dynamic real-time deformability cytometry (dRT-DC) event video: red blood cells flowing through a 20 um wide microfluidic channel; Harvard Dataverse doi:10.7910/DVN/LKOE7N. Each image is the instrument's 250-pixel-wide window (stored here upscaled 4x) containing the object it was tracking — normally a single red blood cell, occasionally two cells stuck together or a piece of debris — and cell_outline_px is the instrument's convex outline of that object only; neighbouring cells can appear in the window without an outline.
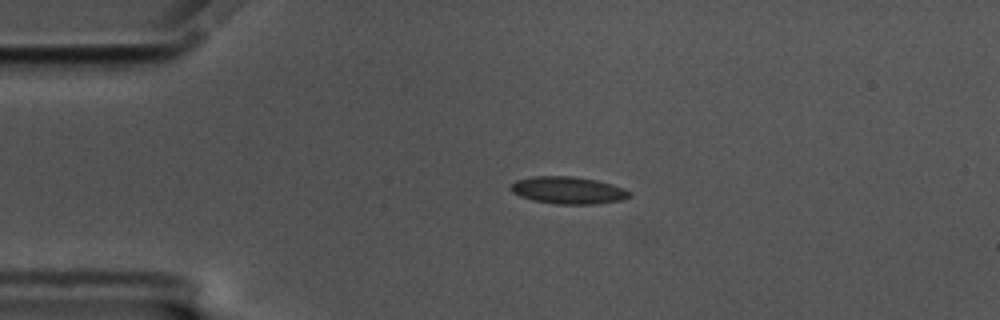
{"species": "common noctule bat (a hibernating species)", "species_latin": "Nyctalus noctula", "temperature_condition": "cold", "stored_images_in_passage": 46, "camera_frame_rate_fps": 3000, "um_per_image_px": 0.085, "animal": {"sex": "male", "body_mass_g": 17.5, "forearm_length_mm": 52.3}, "frame": {"image": 1, "passage_image": 1, "time_ms": 0.0, "image_size_px": [1000, 320], "cell_outline_px": [[632, 196], [620, 200], [596, 204], [556, 204], [532, 200], [520, 196], [512, 192], [508, 188], [516, 180], [532, 176], [572, 176], [596, 180], [612, 184], [624, 188], [632, 192]], "centroid_in_image_um": [48.29, 16.17], "position_along_channel_um": 36.7, "area_um2": 18.96}}
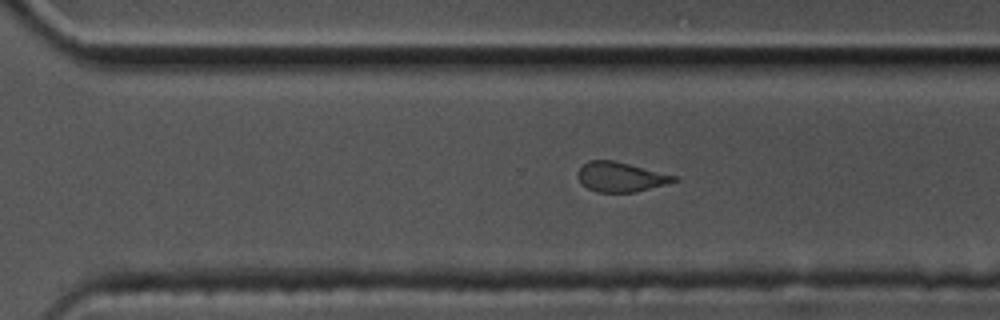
{"frame": {"image": 2, "passage_image": 28, "time_ms": 9.0, "image_size_px": [1000, 320], "cell_outline_px": [[680, 180], [636, 192], [596, 192], [580, 184], [576, 176], [576, 172], [588, 160], [612, 160], [676, 176]], "centroid_in_image_um": [52.69, 15.05], "position_along_channel_um": 317.9, "area_um2": 16.59}}
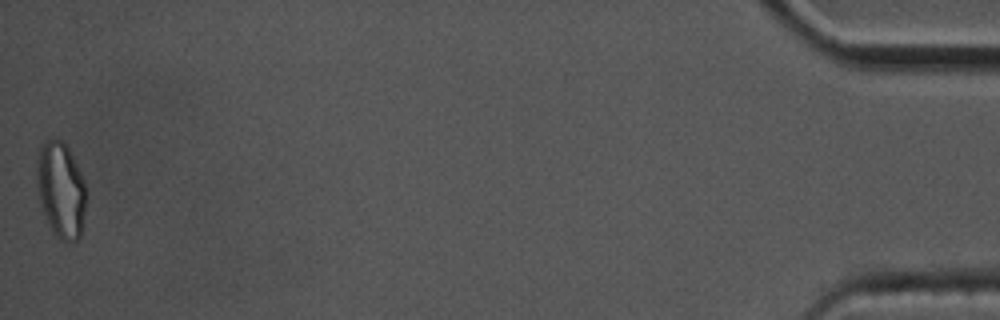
{"frame": {"image": 3, "passage_image": 46, "time_ms": 15.0, "image_size_px": [1000, 320], "cell_outline_px": [[88, 192], [80, 236], [72, 244], [60, 240], [56, 236], [40, 204], [36, 180], [36, 160], [40, 148], [44, 140], [60, 140], [68, 148], [84, 180]], "centroid_in_image_um": [5.19, 16.16], "position_along_channel_um": 430.0, "area_um2": 27.63}, "authors_computed_cell_mechanics": {"area_um2": 17.9469, "velocity_mm_per_s": 3.4797, "shape_relaxation_time_tau1_ms": 4.6578, "shape_relaxation_time_tau2_ms": 1.6525, "deformation_change_tau1": 0.1254, "deformation_change_tau2": 0.07}}